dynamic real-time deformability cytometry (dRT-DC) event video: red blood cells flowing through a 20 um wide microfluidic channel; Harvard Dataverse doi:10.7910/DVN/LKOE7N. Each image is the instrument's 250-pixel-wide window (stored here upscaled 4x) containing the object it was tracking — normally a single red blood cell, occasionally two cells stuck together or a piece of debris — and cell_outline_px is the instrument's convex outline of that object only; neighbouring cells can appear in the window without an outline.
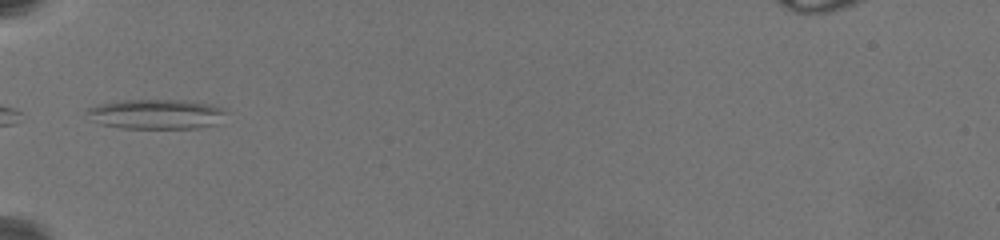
{"species": "common noctule bat (a hibernating species)", "species_latin": "Nyctalus noctula", "temperature_condition": "warm", "stored_images_in_passage": 13, "camera_frame_rate_fps": 3000, "um_per_image_px": 0.085, "animal": {"sex": "female", "body_mass_g": 19.5, "forearm_length_mm": 54.1}, "frame": {"image": 1, "passage_image": 1, "time_ms": 0.0, "image_size_px": [1000, 240], "cell_outline_px": [[228, 112], [220, 124], [200, 128], [124, 128], [100, 124], [84, 112], [88, 108], [100, 104], [116, 100], [184, 100], [208, 104], [224, 108]], "centroid_in_image_um": [13.34, 9.7], "position_along_channel_um": 71.7, "area_um2": 24.39}}